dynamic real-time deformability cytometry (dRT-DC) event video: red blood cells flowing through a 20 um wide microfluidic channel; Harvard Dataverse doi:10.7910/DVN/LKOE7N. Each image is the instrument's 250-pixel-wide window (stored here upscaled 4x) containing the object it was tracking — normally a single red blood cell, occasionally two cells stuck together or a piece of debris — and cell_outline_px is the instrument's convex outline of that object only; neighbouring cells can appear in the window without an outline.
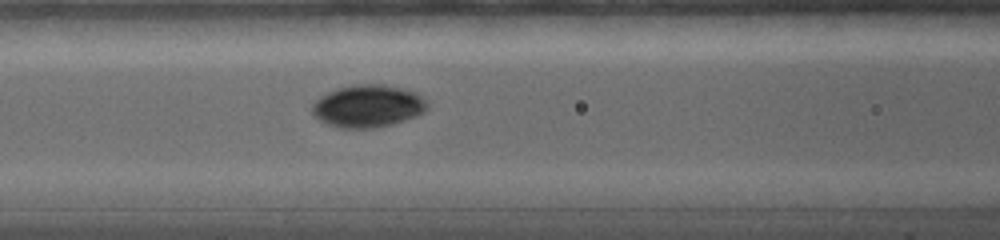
{"species": "common noctule bat (a hibernating species)", "species_latin": "Nyctalus noctula", "temperature_condition": "warm", "stored_images_in_passage": 9, "camera_frame_rate_fps": 5000, "um_per_image_px": 0.085, "animal": {"sex": "female", "body_mass_g": 19.0, "forearm_length_mm": 56.7}, "frame": {"image": 1, "passage_image": 9, "time_ms": 5.0, "image_size_px": [1000, 240], "cell_outline_px": [[428, 108], [424, 112], [416, 116], [392, 124], [376, 128], [336, 128], [320, 120], [312, 112], [312, 104], [320, 96], [336, 88], [352, 84], [384, 84], [404, 88], [416, 92], [428, 104]], "centroid_in_image_um": [31.27, 9.01], "position_along_channel_um": 135.3, "area_um2": 28.67}}